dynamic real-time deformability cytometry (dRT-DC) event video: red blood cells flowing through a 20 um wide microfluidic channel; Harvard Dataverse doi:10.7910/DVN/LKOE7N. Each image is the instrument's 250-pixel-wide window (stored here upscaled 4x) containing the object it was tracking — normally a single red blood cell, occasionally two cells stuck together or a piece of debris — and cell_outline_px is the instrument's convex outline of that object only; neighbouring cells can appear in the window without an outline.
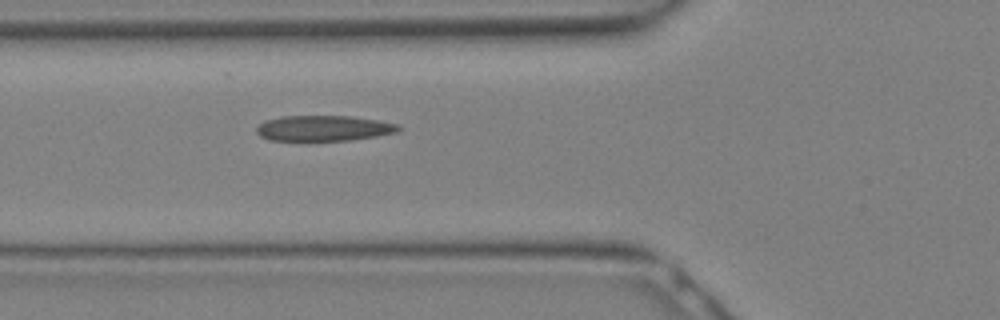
{"species": "Egyptian fruit bat (a non-hibernating species)", "species_latin": "Rousettus aegyptiacus", "temperature_condition": "warm", "stored_images_in_passage": 4, "camera_frame_rate_fps": 3000, "um_per_image_px": 0.085, "animal": {"sex": "female"}, "frame": {"image": 1, "passage_image": 4, "time_ms": 1.0, "image_size_px": [1000, 320], "cell_outline_px": [[404, 128], [400, 132], [352, 140], [268, 140], [260, 136], [256, 132], [256, 128], [264, 120], [280, 116], [348, 116], [376, 120], [396, 124]], "centroid_in_image_um": [27.51, 10.9], "position_along_channel_um": 98.3, "area_um2": 21.15}}